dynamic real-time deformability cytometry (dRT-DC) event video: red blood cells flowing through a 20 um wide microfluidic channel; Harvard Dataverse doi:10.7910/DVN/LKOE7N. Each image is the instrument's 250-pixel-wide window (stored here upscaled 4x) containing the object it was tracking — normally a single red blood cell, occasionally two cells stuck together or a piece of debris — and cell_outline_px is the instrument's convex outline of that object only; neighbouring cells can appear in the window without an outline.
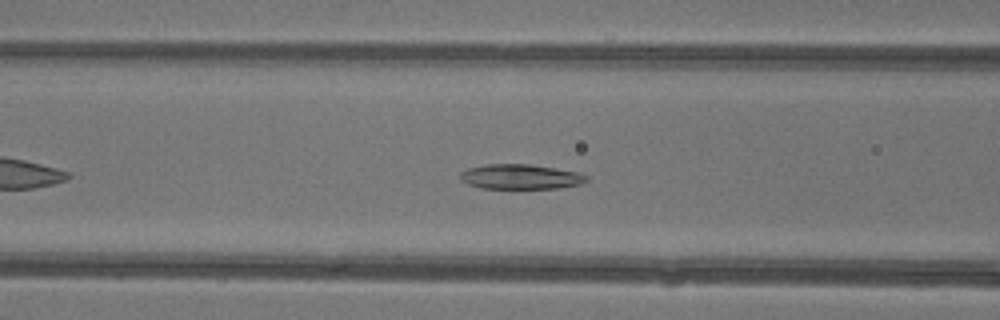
{"species": "common noctule bat (a hibernating species)", "species_latin": "Nyctalus noctula", "temperature_condition": "warm", "stored_images_in_passage": 37, "camera_frame_rate_fps": 3000, "um_per_image_px": 0.085, "animal": {"sex": "female"}, "frame": {"image": 1, "passage_image": 9, "time_ms": 2.667, "image_size_px": [1000, 320], "cell_outline_px": [[588, 180], [580, 184], [560, 188], [484, 188], [468, 184], [460, 180], [460, 172], [468, 168], [488, 164], [528, 164], [580, 172], [588, 176]], "centroid_in_image_um": [44.26, 15.02], "position_along_channel_um": 122.3, "area_um2": 18.26}}
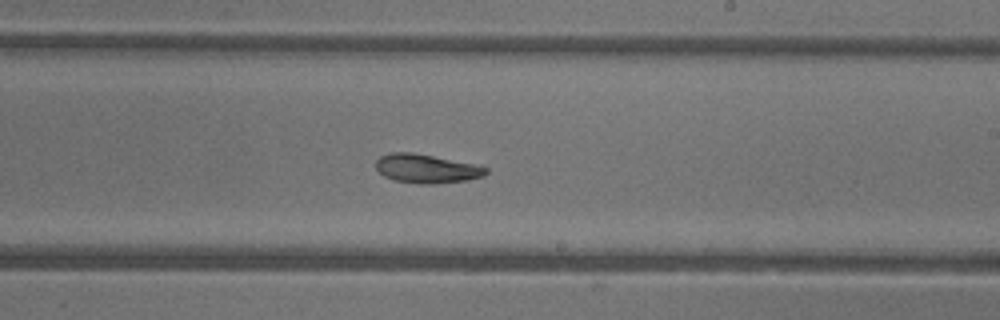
{"frame": {"image": 2, "passage_image": 18, "time_ms": 5.667, "image_size_px": [1000, 320], "cell_outline_px": [[488, 172], [484, 176], [468, 180], [432, 184], [420, 184], [396, 180], [384, 176], [376, 168], [376, 160], [380, 156], [392, 152], [412, 152], [472, 164], [488, 168]], "centroid_in_image_um": [36.24, 14.34], "position_along_channel_um": 252.8, "area_um2": 18.26}}
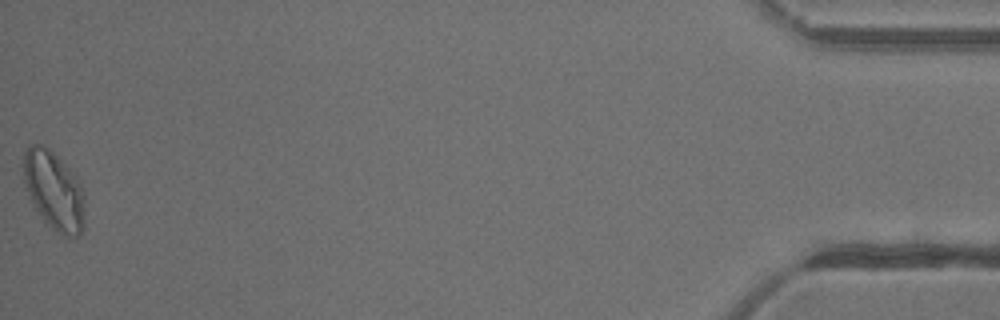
{"frame": {"image": 3, "passage_image": 37, "time_ms": 12.0, "image_size_px": [1000, 320], "cell_outline_px": [[84, 228], [80, 236], [64, 236], [56, 232], [44, 224], [36, 212], [24, 184], [24, 152], [28, 144], [40, 144], [48, 148], [80, 180], [84, 196]], "centroid_in_image_um": [4.59, 16.25], "position_along_channel_um": 430.6, "area_um2": 28.5}, "authors_computed_cell_mechanics": {"area_um2": 19.363, "velocity_mm_per_s": 4.3485, "shape_relaxation_time_tau1_ms": null, "shape_relaxation_time_tau2_ms": 7.5214, "deformation_change_tau1": null, "deformation_change_tau2": 0.137}}